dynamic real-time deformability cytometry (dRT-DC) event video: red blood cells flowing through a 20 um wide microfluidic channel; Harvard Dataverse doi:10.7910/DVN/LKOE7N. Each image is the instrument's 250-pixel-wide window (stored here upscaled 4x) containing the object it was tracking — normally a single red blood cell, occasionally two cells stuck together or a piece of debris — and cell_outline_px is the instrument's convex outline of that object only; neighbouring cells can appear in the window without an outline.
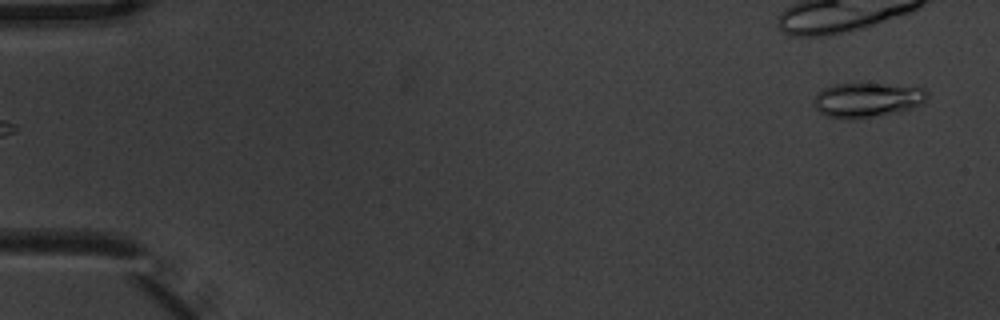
{"species": "common noctule bat (a hibernating species)", "species_latin": "Nyctalus noctula", "temperature_condition": "warm", "stored_images_in_passage": 5, "camera_frame_rate_fps": 3000, "um_per_image_px": 0.085, "animal": {"sex": "male", "body_mass_g": 20.1, "forearm_length_mm": 53.5}, "frame": {"image": 1, "passage_image": 1, "time_ms": 0.0, "image_size_px": [1000, 320], "cell_outline_px": [[928, 96], [924, 104], [900, 112], [872, 116], [828, 116], [820, 112], [812, 104], [820, 88], [832, 84], [856, 80], [924, 88], [928, 92]], "centroid_in_image_um": [73.74, 8.39], "position_along_channel_um": 11.3, "area_um2": 23.29}}